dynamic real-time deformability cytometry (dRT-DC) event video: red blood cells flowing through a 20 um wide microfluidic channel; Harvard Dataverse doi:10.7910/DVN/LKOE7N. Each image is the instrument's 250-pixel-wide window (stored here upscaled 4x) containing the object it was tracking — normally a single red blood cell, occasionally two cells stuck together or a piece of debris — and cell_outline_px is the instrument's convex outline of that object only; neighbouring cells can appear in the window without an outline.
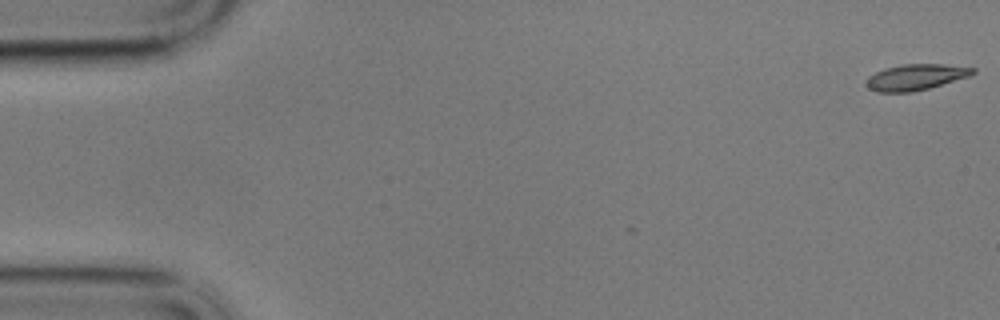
{"species": "common noctule bat (a hibernating species)", "species_latin": "Nyctalus noctula", "temperature_condition": "cold", "stored_images_in_passage": 8, "camera_frame_rate_fps": 3000, "um_per_image_px": 0.085, "animal": {"sex": "male", "body_mass_g": 17.9}, "frame": {"image": 1, "passage_image": 1, "time_ms": 0.0, "image_size_px": [1000, 320], "cell_outline_px": [[976, 72], [968, 76], [928, 88], [912, 92], [876, 92], [868, 88], [864, 84], [864, 80], [868, 76], [884, 68], [900, 64], [944, 64], [976, 68]], "centroid_in_image_um": [77.77, 6.55], "position_along_channel_um": 7.2, "area_um2": 16.18}}